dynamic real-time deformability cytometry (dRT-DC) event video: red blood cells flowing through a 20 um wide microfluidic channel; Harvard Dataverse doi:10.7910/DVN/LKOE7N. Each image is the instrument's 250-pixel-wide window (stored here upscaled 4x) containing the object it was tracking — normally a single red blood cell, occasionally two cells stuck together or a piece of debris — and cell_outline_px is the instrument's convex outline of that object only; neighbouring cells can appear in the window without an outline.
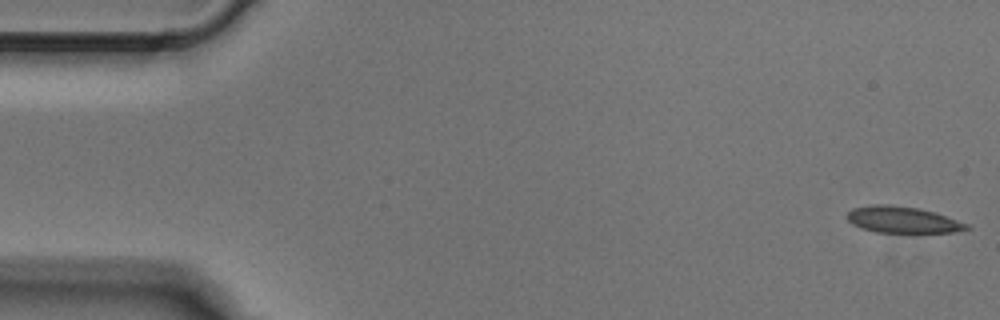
{"species": "Egyptian fruit bat (a non-hibernating species)", "species_latin": "Rousettus aegyptiacus", "temperature_condition": "cold", "stored_images_in_passage": 6, "camera_frame_rate_fps": 3000, "um_per_image_px": 0.085, "animal": {"sex": "male"}, "frame": {"image": 1, "passage_image": 1, "time_ms": 0.0, "image_size_px": [1000, 320], "cell_outline_px": [[972, 228], [956, 232], [876, 232], [860, 228], [852, 224], [844, 216], [852, 208], [872, 204], [888, 204], [916, 208], [932, 212], [968, 224]], "centroid_in_image_um": [76.65, 18.68], "position_along_channel_um": 8.4, "area_um2": 18.26}}
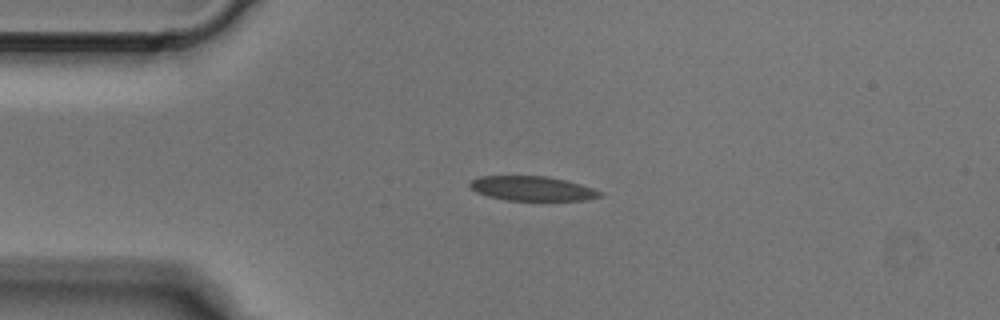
{"frame": {"image": 2, "passage_image": 4, "time_ms": 1.0, "image_size_px": [1000, 320], "cell_outline_px": [[604, 196], [584, 200], [508, 200], [488, 196], [476, 192], [468, 184], [472, 180], [480, 176], [548, 176], [580, 184], [604, 192]], "centroid_in_image_um": [45.26, 16.02], "position_along_channel_um": 39.7, "area_um2": 18.5}}
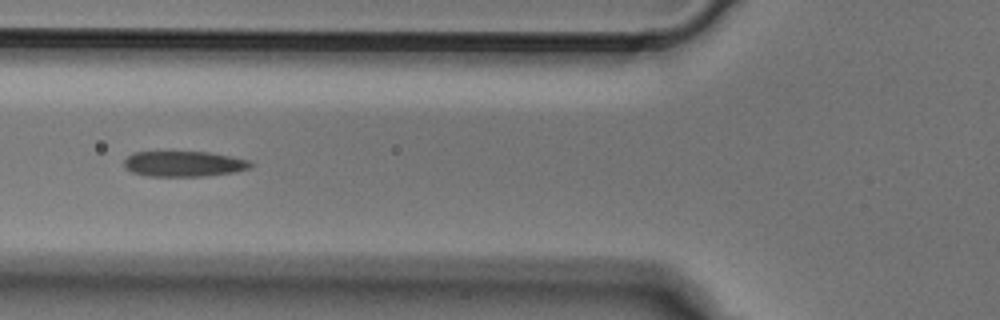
{"frame": {"image": 3, "passage_image": 6, "time_ms": 1.667, "image_size_px": [1000, 320], "cell_outline_px": [[252, 168], [236, 172], [204, 176], [148, 176], [132, 172], [124, 168], [124, 160], [132, 152], [208, 152], [232, 156], [248, 160], [252, 164]], "centroid_in_image_um": [15.63, 13.93], "position_along_channel_um": 110.2, "area_um2": 18.9}}